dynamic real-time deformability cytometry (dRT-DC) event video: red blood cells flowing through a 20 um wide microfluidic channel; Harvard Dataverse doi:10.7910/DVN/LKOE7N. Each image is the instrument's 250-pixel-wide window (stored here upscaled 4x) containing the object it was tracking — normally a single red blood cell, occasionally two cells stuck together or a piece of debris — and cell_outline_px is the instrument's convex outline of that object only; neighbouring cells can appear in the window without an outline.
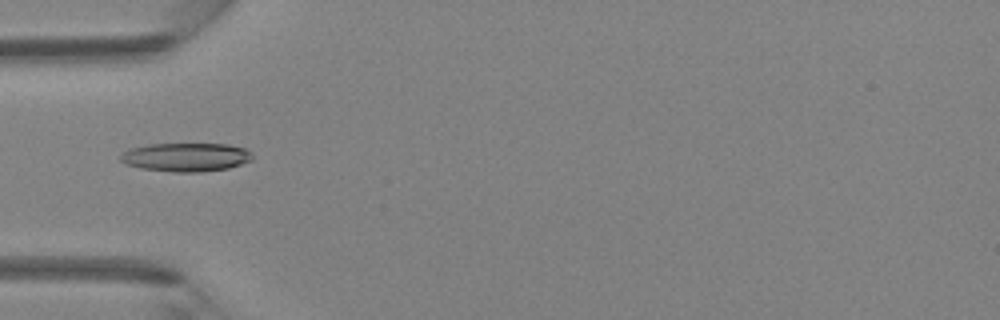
{"species": "Egyptian fruit bat (a non-hibernating species)", "species_latin": "Rousettus aegyptiacus", "temperature_condition": "room temperature", "stored_images_in_passage": 5, "camera_frame_rate_fps": 3000, "um_per_image_px": 0.085, "animal": {"sex": "female"}, "frame": {"image": 1, "passage_image": 5, "time_ms": 1.333, "image_size_px": [1000, 320], "cell_outline_px": [[256, 156], [252, 160], [228, 168], [200, 172], [172, 172], [140, 168], [124, 164], [120, 160], [120, 156], [124, 152], [132, 148], [148, 144], [228, 144], [248, 148]], "centroid_in_image_um": [15.86, 13.35], "position_along_channel_um": 69.1, "area_um2": 22.25}}